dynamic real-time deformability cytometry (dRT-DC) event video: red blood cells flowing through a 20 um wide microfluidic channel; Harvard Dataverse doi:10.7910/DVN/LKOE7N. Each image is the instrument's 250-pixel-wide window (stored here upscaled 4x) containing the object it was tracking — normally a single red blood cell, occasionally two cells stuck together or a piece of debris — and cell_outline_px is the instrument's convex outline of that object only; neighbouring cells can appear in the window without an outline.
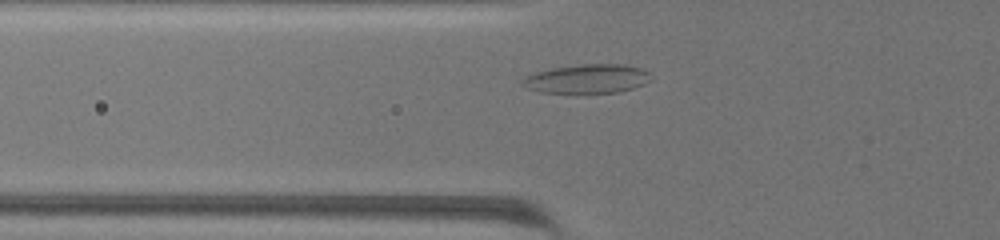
{"species": "common noctule bat (a hibernating species)", "species_latin": "Nyctalus noctula", "temperature_condition": "warm", "stored_images_in_passage": 49, "camera_frame_rate_fps": 3000, "um_per_image_px": 0.085, "animal": {"sex": "female", "body_mass_g": 19.5, "forearm_length_mm": 54.1}, "frame": {"image": 1, "passage_image": 14, "time_ms": 4.333, "image_size_px": [1000, 240], "cell_outline_px": [[652, 80], [644, 84], [620, 92], [540, 92], [528, 88], [520, 84], [520, 80], [524, 76], [536, 72], [552, 68], [580, 64], [624, 64], [644, 68], [648, 72]], "centroid_in_image_um": [49.92, 6.68], "position_along_channel_um": 75.9, "area_um2": 21.73}}
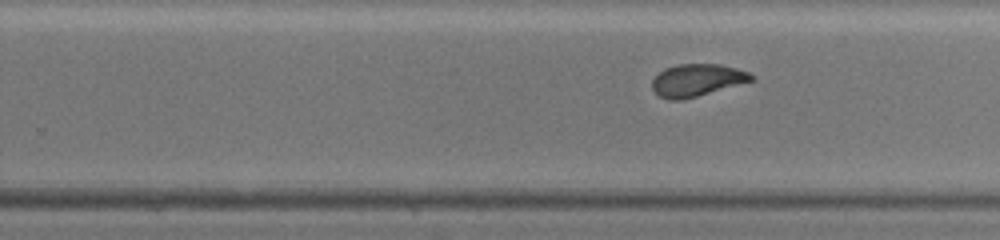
{"frame": {"image": 2, "passage_image": 33, "time_ms": 10.667, "image_size_px": [1000, 240], "cell_outline_px": [[756, 76], [752, 80], [696, 96], [680, 100], [668, 100], [660, 96], [652, 88], [652, 80], [664, 68], [676, 64], [720, 64], [736, 68], [748, 72]], "centroid_in_image_um": [59.21, 6.8], "position_along_channel_um": 270.6, "area_um2": 18.38}}
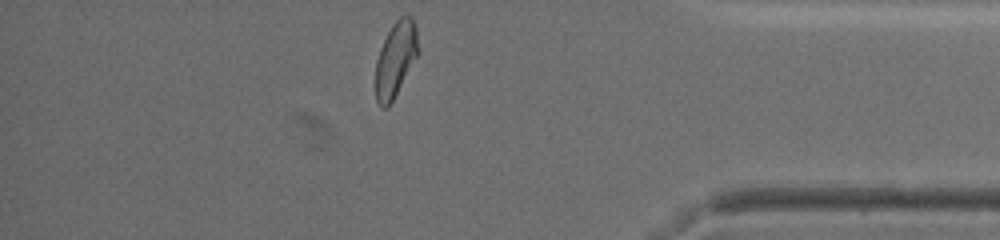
{"frame": {"image": 3, "passage_image": 48, "time_ms": 15.667, "image_size_px": [1000, 240], "cell_outline_px": [[420, 52], [388, 108], [380, 108], [376, 100], [376, 60], [380, 48], [392, 24], [400, 16], [412, 16], [416, 28]], "centroid_in_image_um": [33.64, 5.03], "position_along_channel_um": 401.6, "area_um2": 18.73}, "authors_computed_cell_mechanics": {"area_um2": 19.5942, "velocity_mm_per_s": 3.0868, "shape_relaxation_time_tau1_ms": 7.458, "shape_relaxation_time_tau2_ms": 1.4921, "deformation_change_tau1": 0.1873, "deformation_change_tau2": 0.0736}}